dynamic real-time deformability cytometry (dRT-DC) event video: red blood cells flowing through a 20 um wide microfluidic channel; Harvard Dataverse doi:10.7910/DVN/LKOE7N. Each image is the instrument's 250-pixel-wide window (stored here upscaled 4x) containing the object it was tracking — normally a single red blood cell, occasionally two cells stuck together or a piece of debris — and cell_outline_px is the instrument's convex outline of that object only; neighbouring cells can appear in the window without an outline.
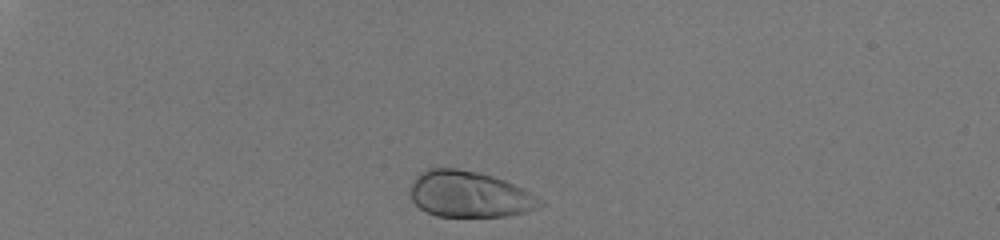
{"species": "human", "species_latin": "Homo sapiens", "temperature_condition": "room temperature", "stored_images_in_passage": 35, "camera_frame_rate_fps": 3000, "um_per_image_px": 0.085, "donor": {"sex": "male"}, "frame": {"image": 1, "passage_image": 3, "time_ms": 0.667, "image_size_px": [1000, 240], "cell_outline_px": [[544, 204], [528, 212], [508, 216], [436, 216], [420, 208], [412, 200], [412, 184], [416, 176], [420, 172], [428, 168], [456, 168], [476, 172], [492, 176], [504, 180], [524, 188], [544, 200]], "centroid_in_image_um": [39.95, 16.52], "position_along_channel_um": 45.1, "area_um2": 34.85}}
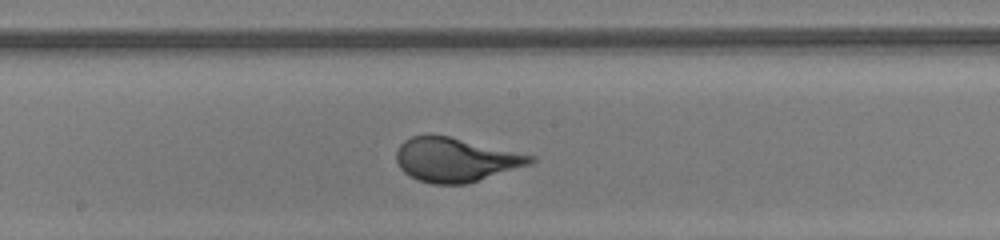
{"frame": {"image": 2, "passage_image": 21, "time_ms": 6.667, "image_size_px": [1000, 240], "cell_outline_px": [[536, 160], [532, 164], [468, 184], [432, 184], [416, 180], [408, 176], [400, 168], [396, 160], [396, 152], [400, 144], [404, 140], [412, 136], [448, 136], [536, 156]], "centroid_in_image_um": [38.73, 13.6], "position_along_channel_um": 209.5, "area_um2": 34.45}}
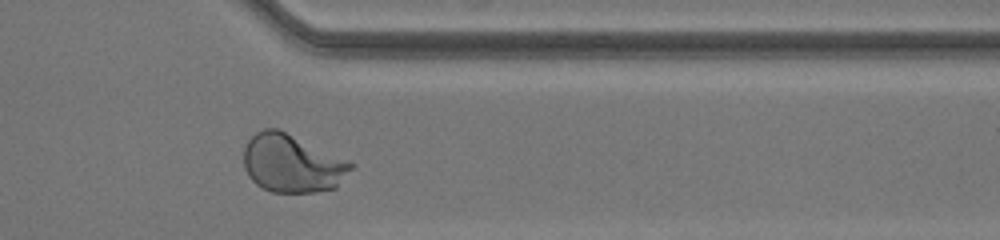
{"frame": {"image": 3, "passage_image": 34, "time_ms": 11.0, "image_size_px": [1000, 240], "cell_outline_px": [[356, 164], [336, 188], [316, 192], [272, 192], [256, 184], [248, 176], [244, 168], [244, 148], [248, 140], [256, 132], [264, 128], [276, 128]], "centroid_in_image_um": [24.81, 13.91], "position_along_channel_um": 386.6, "area_um2": 36.01}, "authors_computed_cell_mechanics": {"area_um2": 34.4488, "velocity_mm_per_s": 4.0744, "shape_relaxation_time_tau1_ms": 3.1777, "shape_relaxation_time_tau2_ms": null, "deformation_change_tau1": 0.1962, "deformation_change_tau2": null}}